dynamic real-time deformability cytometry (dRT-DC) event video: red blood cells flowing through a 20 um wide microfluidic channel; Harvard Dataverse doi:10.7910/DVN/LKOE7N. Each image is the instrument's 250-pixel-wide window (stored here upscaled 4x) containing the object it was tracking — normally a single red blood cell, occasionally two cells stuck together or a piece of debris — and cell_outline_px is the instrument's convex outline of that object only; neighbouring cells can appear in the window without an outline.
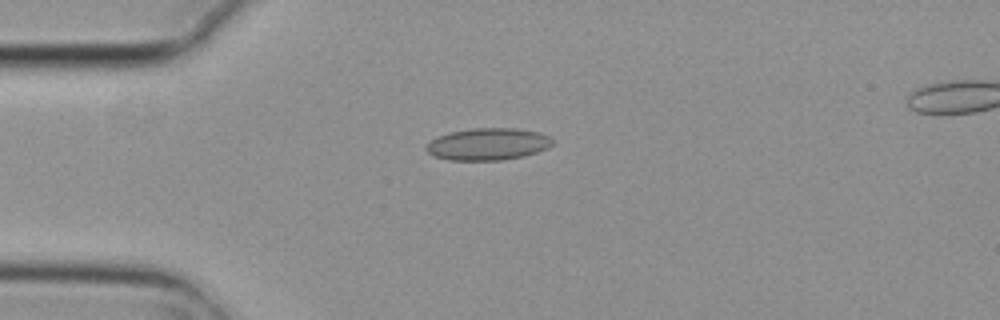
{"species": "common noctule bat (a hibernating species)", "species_latin": "Nyctalus noctula", "temperature_condition": "cold", "stored_images_in_passage": 8, "camera_frame_rate_fps": 3000, "um_per_image_px": 0.085, "animal": {"sex": "female", "body_mass_g": 29.2, "forearm_length_mm": 56.3}, "frame": {"image": 1, "passage_image": 4, "time_ms": 1.0, "image_size_px": [1000, 320], "cell_outline_px": [[556, 140], [548, 148], [524, 156], [504, 160], [448, 160], [432, 156], [424, 148], [436, 136], [448, 132], [472, 128], [512, 128], [540, 132]], "centroid_in_image_um": [41.47, 12.25], "position_along_channel_um": 43.5, "area_um2": 23.81}}
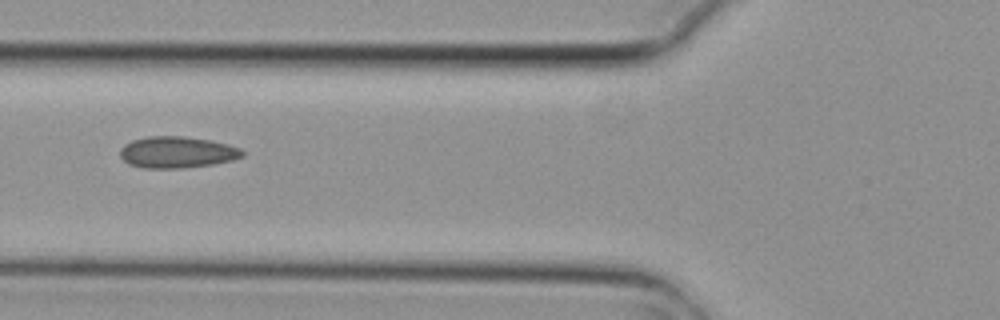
{"frame": {"image": 2, "passage_image": 6, "time_ms": 1.667, "image_size_px": [1000, 320], "cell_outline_px": [[244, 156], [232, 160], [212, 164], [184, 168], [144, 168], [128, 164], [120, 156], [120, 148], [124, 144], [132, 140], [148, 136], [184, 136], [208, 140], [228, 144], [240, 148], [244, 152]], "centroid_in_image_um": [15.03, 12.94], "position_along_channel_um": 110.8, "area_um2": 22.48}}
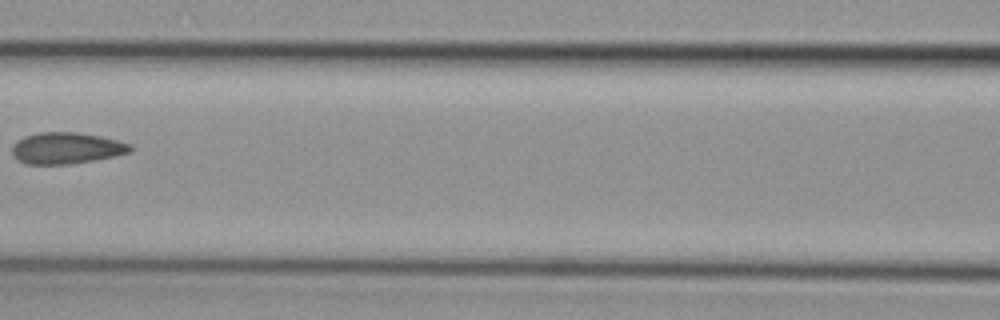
{"frame": {"image": 3, "passage_image": 7, "time_ms": 2.0, "image_size_px": [1000, 320], "cell_outline_px": [[132, 152], [116, 156], [96, 160], [68, 164], [24, 164], [12, 152], [12, 148], [16, 140], [24, 136], [40, 132], [76, 132], [100, 136], [132, 144]], "centroid_in_image_um": [5.68, 12.59], "position_along_channel_um": 160.9, "area_um2": 21.68}}